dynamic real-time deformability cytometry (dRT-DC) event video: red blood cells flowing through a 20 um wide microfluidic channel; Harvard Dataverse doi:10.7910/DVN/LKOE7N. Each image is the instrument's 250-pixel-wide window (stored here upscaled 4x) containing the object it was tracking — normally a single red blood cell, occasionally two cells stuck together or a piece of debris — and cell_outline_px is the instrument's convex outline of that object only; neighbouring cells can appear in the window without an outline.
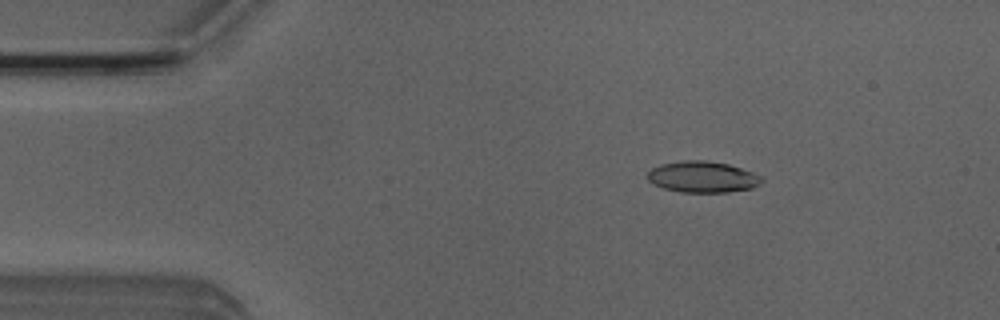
{"species": "Egyptian fruit bat (a non-hibernating species)", "species_latin": "Rousettus aegyptiacus", "temperature_condition": "room temperature", "stored_images_in_passage": 5, "camera_frame_rate_fps": 3000, "um_per_image_px": 0.085, "animal": {"sex": "male"}, "frame": {"image": 1, "passage_image": 3, "time_ms": 0.667, "image_size_px": [1000, 320], "cell_outline_px": [[764, 180], [760, 184], [752, 188], [728, 192], [680, 192], [664, 188], [652, 184], [644, 176], [652, 168], [660, 164], [684, 160], [704, 160], [728, 164], [752, 172], [760, 176]], "centroid_in_image_um": [59.68, 15.04], "position_along_channel_um": 25.3, "area_um2": 20.87}}
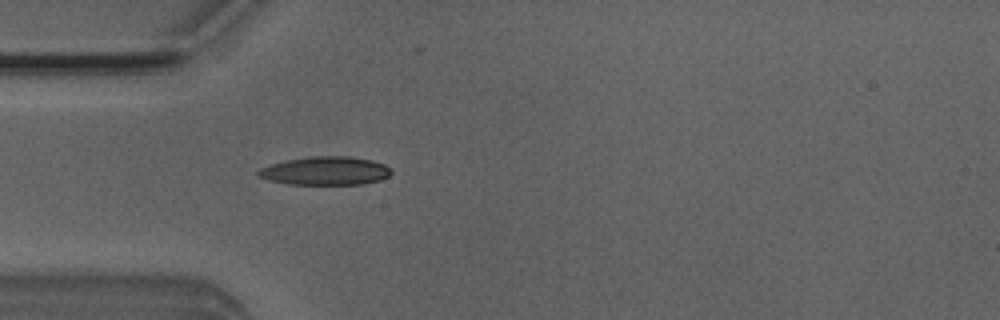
{"frame": {"image": 2, "passage_image": 5, "time_ms": 1.333, "image_size_px": [1000, 320], "cell_outline_px": [[392, 172], [388, 176], [380, 180], [364, 184], [288, 184], [268, 180], [260, 176], [256, 172], [260, 168], [268, 164], [284, 160], [312, 156], [348, 156], [372, 160], [384, 164], [392, 168]], "centroid_in_image_um": [27.66, 14.51], "position_along_channel_um": 57.3, "area_um2": 22.2}}